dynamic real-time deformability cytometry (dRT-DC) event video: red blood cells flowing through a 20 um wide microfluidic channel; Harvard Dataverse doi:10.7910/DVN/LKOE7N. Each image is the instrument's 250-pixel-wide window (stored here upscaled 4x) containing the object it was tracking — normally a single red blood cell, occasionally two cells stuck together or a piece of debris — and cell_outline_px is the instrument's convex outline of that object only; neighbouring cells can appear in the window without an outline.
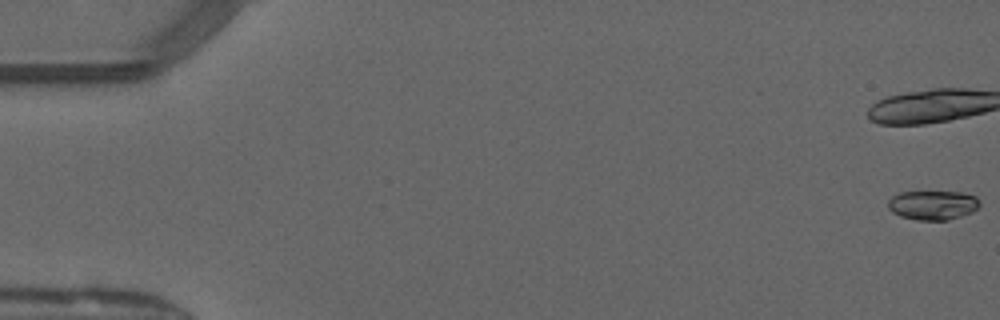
{"species": "common noctule bat (a hibernating species)", "species_latin": "Nyctalus noctula", "temperature_condition": "warm", "stored_images_in_passage": 19, "camera_frame_rate_fps": 3000, "um_per_image_px": 0.085, "animal": {"sex": "male", "forearm_length_mm": 52.5}, "frame": {"image": 1, "passage_image": 1, "time_ms": 0.0, "image_size_px": [1000, 320], "cell_outline_px": [[980, 204], [972, 212], [948, 220], [916, 220], [900, 216], [892, 212], [888, 208], [888, 200], [892, 196], [900, 192], [960, 192], [976, 196]], "centroid_in_image_um": [79.26, 17.43], "position_along_channel_um": 5.7, "area_um2": 15.61}}